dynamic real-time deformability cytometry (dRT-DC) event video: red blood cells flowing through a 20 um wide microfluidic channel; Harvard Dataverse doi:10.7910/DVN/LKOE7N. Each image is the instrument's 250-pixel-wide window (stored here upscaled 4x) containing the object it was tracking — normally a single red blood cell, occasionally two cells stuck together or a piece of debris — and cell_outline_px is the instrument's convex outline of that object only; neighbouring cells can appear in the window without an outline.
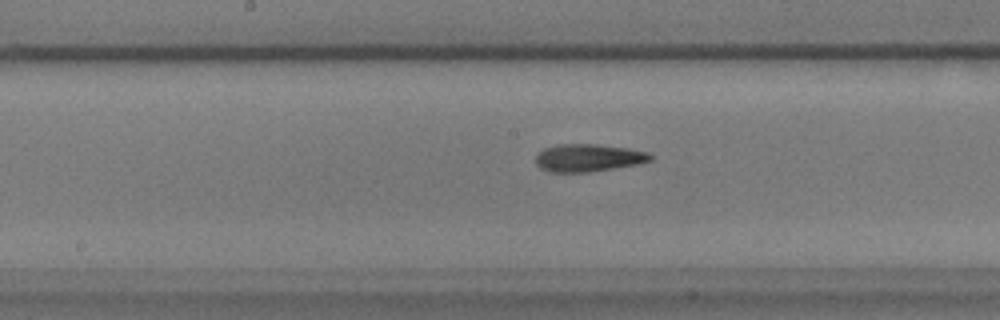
{"species": "common noctule bat (a hibernating species)", "species_latin": "Nyctalus noctula", "temperature_condition": "warm", "stored_images_in_passage": 38, "camera_frame_rate_fps": 3000, "um_per_image_px": 0.085, "animal": {"sex": "male", "body_mass_g": 17.9}, "frame": {"image": 1, "passage_image": 17, "time_ms": 5.333, "image_size_px": [1000, 320], "cell_outline_px": [[652, 160], [636, 164], [588, 172], [548, 172], [540, 168], [536, 164], [536, 156], [544, 148], [560, 144], [596, 144], [628, 148], [648, 152], [652, 156]], "centroid_in_image_um": [49.98, 13.41], "position_along_channel_um": 198.2, "area_um2": 18.32}}
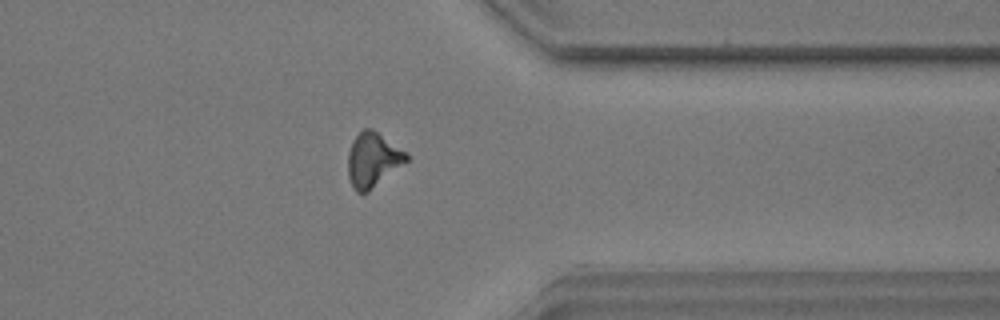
{"frame": {"image": 2, "passage_image": 33, "time_ms": 10.667, "image_size_px": [1000, 320], "cell_outline_px": [[408, 160], [368, 192], [356, 192], [352, 188], [348, 176], [348, 152], [352, 140], [364, 128], [372, 128], [408, 152]], "centroid_in_image_um": [31.68, 13.57], "position_along_channel_um": 379.7, "area_um2": 18.61}}